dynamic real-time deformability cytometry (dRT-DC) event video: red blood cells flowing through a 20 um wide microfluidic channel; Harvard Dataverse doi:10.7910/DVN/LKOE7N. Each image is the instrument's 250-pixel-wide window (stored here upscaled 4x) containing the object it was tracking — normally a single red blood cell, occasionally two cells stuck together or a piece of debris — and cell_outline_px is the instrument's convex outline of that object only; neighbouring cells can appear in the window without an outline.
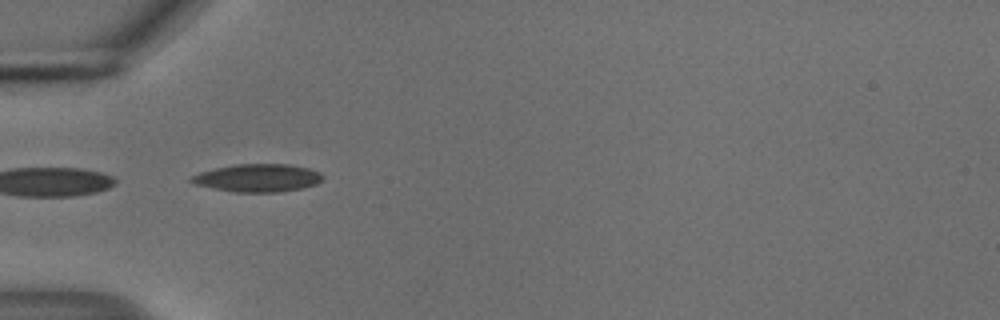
{"species": "common noctule bat (a hibernating species)", "species_latin": "Nyctalus noctula", "temperature_condition": "cold", "stored_images_in_passage": 38, "camera_frame_rate_fps": 3000, "um_per_image_px": 0.085, "animal": {"sex": "male", "body_mass_g": 18.8}, "frame": {"image": 1, "passage_image": 1, "time_ms": 0.0, "image_size_px": [1000, 320], "cell_outline_px": [[324, 180], [316, 184], [300, 188], [276, 192], [236, 192], [196, 184], [188, 180], [188, 176], [200, 172], [216, 168], [236, 164], [288, 164], [308, 168], [320, 172], [324, 176]], "centroid_in_image_um": [21.92, 15.11], "position_along_channel_um": 63.1, "area_um2": 21.21}, "authors_computed_cell_mechanics": {"area_um2": 19.6809, "velocity_mm_per_s": 3.7473, "shape_relaxation_time_tau1_ms": null, "shape_relaxation_time_tau2_ms": 4.2141, "deformation_change_tau1": null, "deformation_change_tau2": 0.1175}}